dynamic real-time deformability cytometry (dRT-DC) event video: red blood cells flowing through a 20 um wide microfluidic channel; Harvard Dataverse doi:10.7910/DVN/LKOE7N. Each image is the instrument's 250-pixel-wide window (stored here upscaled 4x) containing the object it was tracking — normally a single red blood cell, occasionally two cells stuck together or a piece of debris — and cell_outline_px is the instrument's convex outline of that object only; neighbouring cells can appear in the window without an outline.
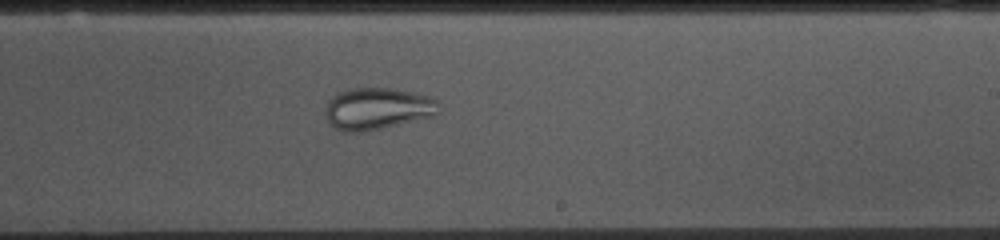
{"species": "common noctule bat (a hibernating species)", "species_latin": "Nyctalus noctula", "temperature_condition": "cold", "stored_images_in_passage": 54, "camera_frame_rate_fps": 3000, "um_per_image_px": 0.085, "animal": {"sex": "female", "body_mass_g": 10.0, "forearm_length_mm": 53.1}, "frame": {"image": 1, "passage_image": 31, "time_ms": 10.0, "image_size_px": [1000, 240], "cell_outline_px": [[440, 112], [436, 116], [364, 132], [344, 132], [336, 128], [328, 120], [324, 112], [328, 100], [332, 96], [340, 92], [352, 88], [388, 88], [412, 92], [432, 96], [436, 100]], "centroid_in_image_um": [32.1, 9.24], "position_along_channel_um": 256.9, "area_um2": 27.8}}
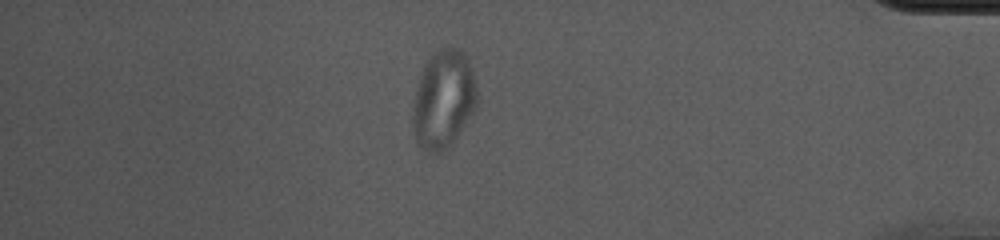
{"frame": {"image": 2, "passage_image": 46, "time_ms": 15.0, "image_size_px": [1000, 240], "cell_outline_px": [[476, 108], [456, 140], [452, 144], [436, 156], [424, 152], [416, 140], [412, 124], [412, 108], [416, 88], [420, 76], [428, 56], [440, 48], [456, 48], [464, 52], [472, 68], [476, 88]], "centroid_in_image_um": [37.68, 8.5], "position_along_channel_um": 397.5, "area_um2": 37.28}}
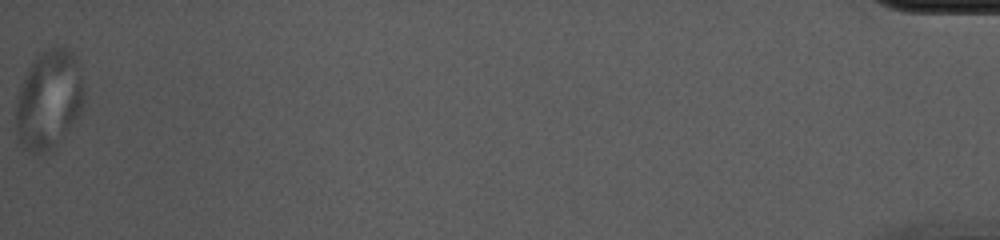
{"frame": {"image": 3, "passage_image": 54, "time_ms": 17.667, "image_size_px": [1000, 240], "cell_outline_px": [[84, 100], [80, 116], [52, 152], [28, 152], [20, 144], [16, 136], [16, 104], [20, 88], [28, 68], [32, 60], [40, 52], [48, 48], [64, 48], [72, 52], [76, 56], [80, 64], [84, 88]], "centroid_in_image_um": [4.18, 8.5], "position_along_channel_um": 431.0, "area_um2": 40.0}}